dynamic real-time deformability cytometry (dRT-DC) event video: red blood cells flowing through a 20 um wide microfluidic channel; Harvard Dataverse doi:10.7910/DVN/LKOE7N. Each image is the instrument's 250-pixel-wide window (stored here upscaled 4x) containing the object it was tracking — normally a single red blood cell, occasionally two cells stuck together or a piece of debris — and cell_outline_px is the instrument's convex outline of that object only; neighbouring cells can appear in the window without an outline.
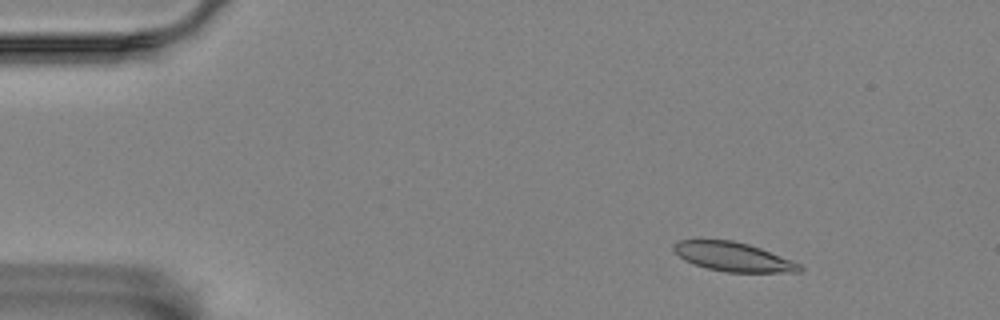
{"species": "Egyptian fruit bat (a non-hibernating species)", "species_latin": "Rousettus aegyptiacus", "temperature_condition": "room temperature", "stored_images_in_passage": 15, "camera_frame_rate_fps": 3000, "um_per_image_px": 0.085, "animal": {"sex": "female"}, "frame": {"image": 1, "passage_image": 3, "time_ms": 2.333, "image_size_px": [1000, 320], "cell_outline_px": [[804, 268], [800, 272], [728, 272], [708, 268], [684, 260], [672, 248], [672, 244], [676, 240], [732, 240], [748, 244], [760, 248], [792, 260], [800, 264]], "centroid_in_image_um": [62.33, 21.82], "position_along_channel_um": 22.7, "area_um2": 21.15}}
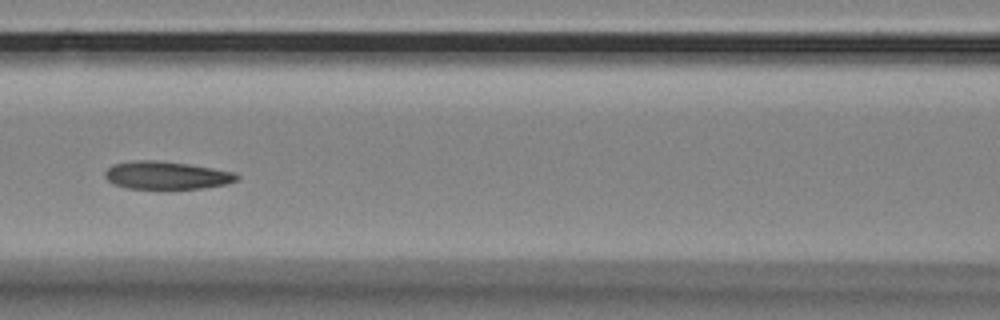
{"frame": {"image": 2, "passage_image": 7, "time_ms": 8.333, "image_size_px": [1000, 320], "cell_outline_px": [[240, 176], [236, 180], [228, 184], [204, 188], [168, 192], [124, 188], [112, 184], [104, 176], [104, 172], [112, 164], [136, 160], [156, 160], [188, 164], [236, 172]], "centroid_in_image_um": [14.14, 14.96], "position_along_channel_um": 152.5, "area_um2": 22.6}}
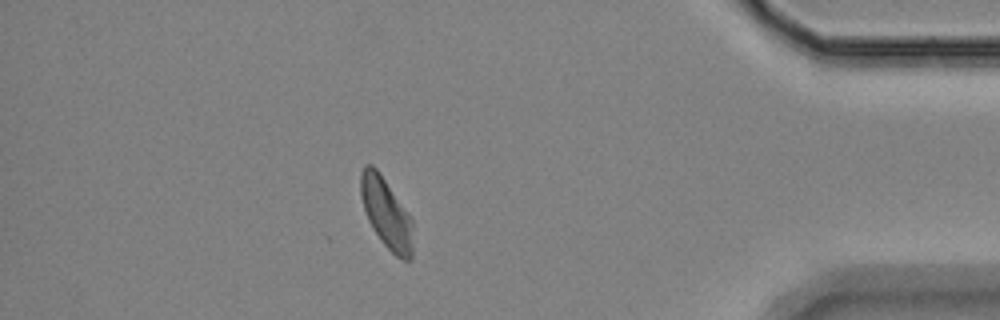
{"frame": {"image": 3, "passage_image": 14, "time_ms": 16.667, "image_size_px": [1000, 320], "cell_outline_px": [[412, 260], [404, 260], [396, 256], [380, 240], [372, 228], [368, 220], [360, 196], [360, 172], [364, 164], [372, 164], [380, 172], [408, 212], [412, 220]], "centroid_in_image_um": [32.82, 18.09], "position_along_channel_um": 402.4, "area_um2": 21.5}, "authors_computed_cell_mechanics": {"area_um2": 21.5594, "velocity_mm_per_s": 3.4765, "shape_relaxation_time_tau1_ms": null, "shape_relaxation_time_tau2_ms": 5.8681, "deformation_change_tau1": null, "deformation_change_tau2": 0.1062}}